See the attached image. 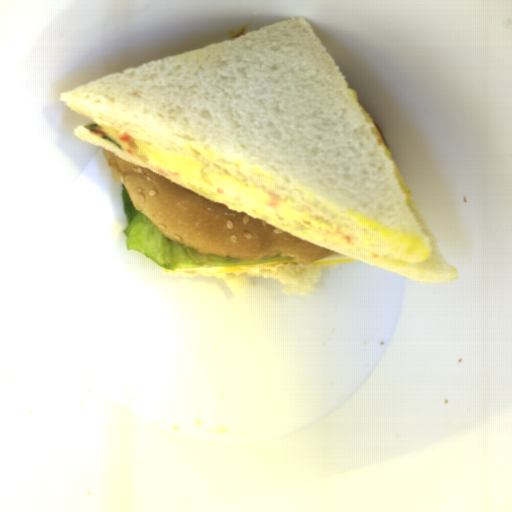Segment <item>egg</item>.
Returning a JSON list of instances; mask_svg holds the SVG:
<instances>
[{
	"instance_id": "1",
	"label": "egg",
	"mask_w": 512,
	"mask_h": 512,
	"mask_svg": "<svg viewBox=\"0 0 512 512\" xmlns=\"http://www.w3.org/2000/svg\"><path fill=\"white\" fill-rule=\"evenodd\" d=\"M99 127L113 145L140 162L352 251L367 248L364 241L295 204L105 125Z\"/></svg>"
},
{
	"instance_id": "2",
	"label": "egg",
	"mask_w": 512,
	"mask_h": 512,
	"mask_svg": "<svg viewBox=\"0 0 512 512\" xmlns=\"http://www.w3.org/2000/svg\"><path fill=\"white\" fill-rule=\"evenodd\" d=\"M290 265H301L298 262H286V263H260V264H249V265H238V266H226V267H215V268H190L195 272H206V273H217V274H229L234 272H240L246 269L255 267H271L280 268Z\"/></svg>"
},
{
	"instance_id": "3",
	"label": "egg",
	"mask_w": 512,
	"mask_h": 512,
	"mask_svg": "<svg viewBox=\"0 0 512 512\" xmlns=\"http://www.w3.org/2000/svg\"><path fill=\"white\" fill-rule=\"evenodd\" d=\"M347 262H360L355 259L349 258L347 256L341 255L339 253L334 252L333 254L326 256L321 259H317L309 263L310 265H332L338 263H347Z\"/></svg>"
}]
</instances>
